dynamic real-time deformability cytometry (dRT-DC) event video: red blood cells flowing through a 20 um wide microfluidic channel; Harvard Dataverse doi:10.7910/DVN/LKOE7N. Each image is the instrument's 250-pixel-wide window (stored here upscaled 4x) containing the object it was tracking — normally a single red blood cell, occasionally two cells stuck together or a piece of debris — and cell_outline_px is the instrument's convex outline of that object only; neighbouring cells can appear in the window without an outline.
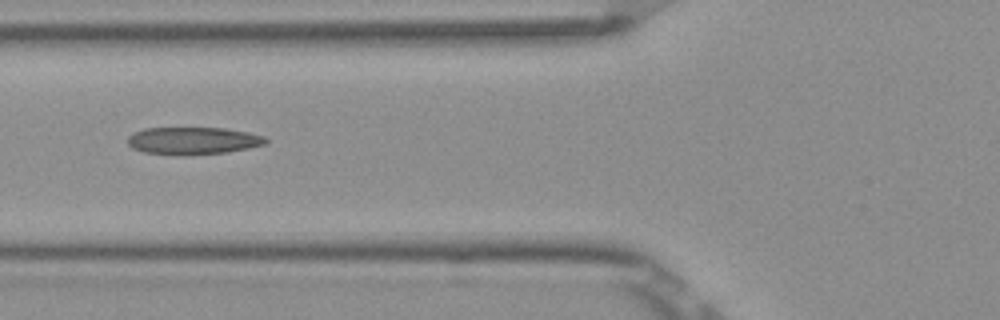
{"species": "Egyptian fruit bat (a non-hibernating species)", "species_latin": "Rousettus aegyptiacus", "temperature_condition": "room temperature", "stored_images_in_passage": 7, "camera_frame_rate_fps": 3000, "um_per_image_px": 0.085, "frame": {"image": 1, "passage_image": 3, "time_ms": 0.667, "image_size_px": [1000, 320], "cell_outline_px": [[268, 144], [228, 152], [184, 156], [144, 152], [132, 148], [128, 144], [128, 136], [132, 132], [144, 128], [224, 128], [248, 132], [264, 136], [268, 140]], "centroid_in_image_um": [16.41, 11.97], "position_along_channel_um": 109.4, "area_um2": 22.31}}
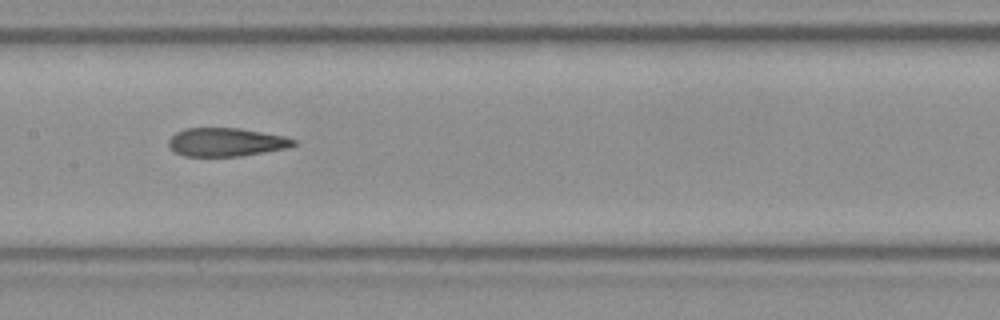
{"frame": {"image": 2, "passage_image": 5, "time_ms": 1.333, "image_size_px": [1000, 320], "cell_outline_px": [[300, 144], [288, 148], [240, 156], [184, 156], [168, 148], [168, 140], [176, 132], [184, 128], [240, 128], [284, 136], [296, 140]], "centroid_in_image_um": [19.23, 12.08], "position_along_channel_um": 188.2, "area_um2": 20.87}}
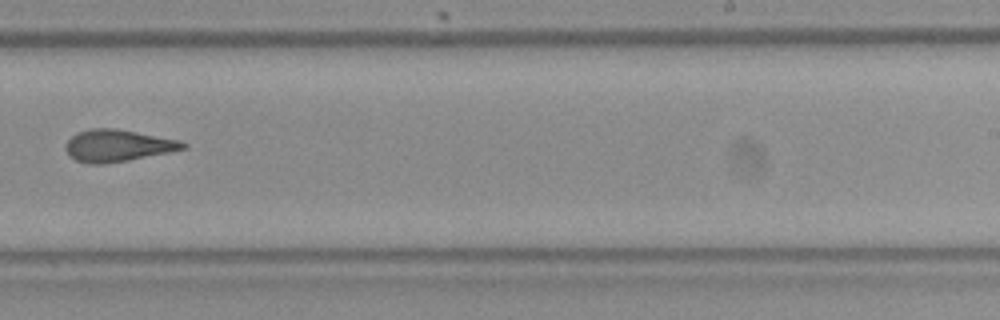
{"frame": {"image": 3, "passage_image": 7, "time_ms": 2.0, "image_size_px": [1000, 320], "cell_outline_px": [[188, 148], [128, 160], [104, 164], [88, 164], [76, 160], [68, 156], [64, 148], [68, 140], [76, 132], [92, 128], [116, 128], [180, 140], [188, 144]], "centroid_in_image_um": [9.98, 12.37], "position_along_channel_um": 279.0, "area_um2": 21.96}}